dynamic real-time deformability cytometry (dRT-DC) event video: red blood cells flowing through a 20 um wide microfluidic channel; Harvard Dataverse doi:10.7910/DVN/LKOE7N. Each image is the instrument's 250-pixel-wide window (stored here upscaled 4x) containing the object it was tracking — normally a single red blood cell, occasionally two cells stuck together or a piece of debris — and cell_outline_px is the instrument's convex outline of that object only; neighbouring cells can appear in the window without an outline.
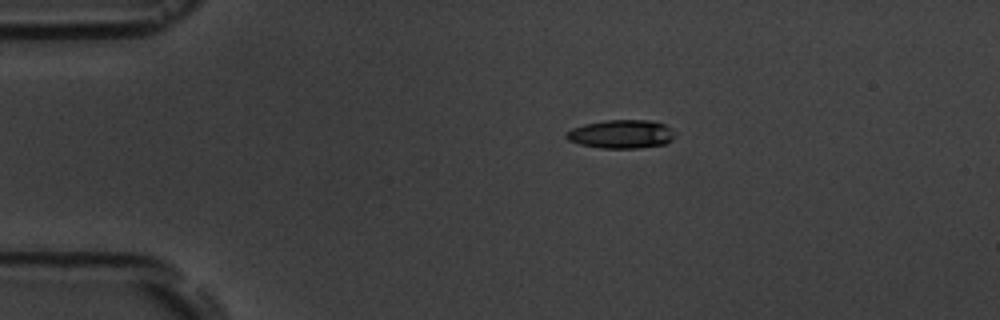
{"species": "common noctule bat (a hibernating species)", "species_latin": "Nyctalus noctula", "temperature_condition": "room temperature", "stored_images_in_passage": 8, "camera_frame_rate_fps": 3000, "um_per_image_px": 0.085, "animal": {"sex": "male", "body_mass_g": 19.5, "forearm_length_mm": 54.6}, "frame": {"image": 1, "passage_image": 1, "time_ms": 0.0, "image_size_px": [1000, 320], "cell_outline_px": [[672, 140], [664, 144], [636, 148], [600, 148], [580, 144], [568, 140], [564, 136], [564, 132], [572, 128], [584, 124], [604, 120], [648, 120], [664, 124], [672, 128]], "centroid_in_image_um": [52.75, 11.39], "position_along_channel_um": 32.3, "area_um2": 18.03}}
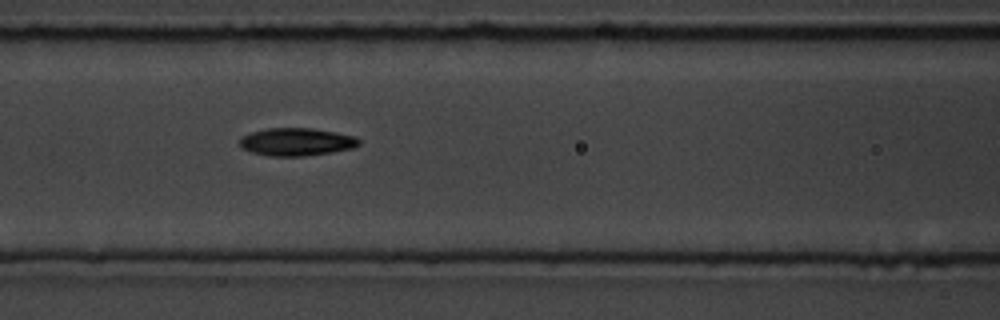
{"frame": {"image": 2, "passage_image": 5, "time_ms": 4.333, "image_size_px": [1000, 320], "cell_outline_px": [[360, 144], [352, 148], [332, 152], [304, 156], [268, 156], [252, 152], [244, 148], [240, 144], [240, 136], [252, 132], [268, 128], [312, 128], [336, 132], [356, 136], [360, 140]], "centroid_in_image_um": [25.22, 12.05], "position_along_channel_um": 141.4, "area_um2": 19.31}}
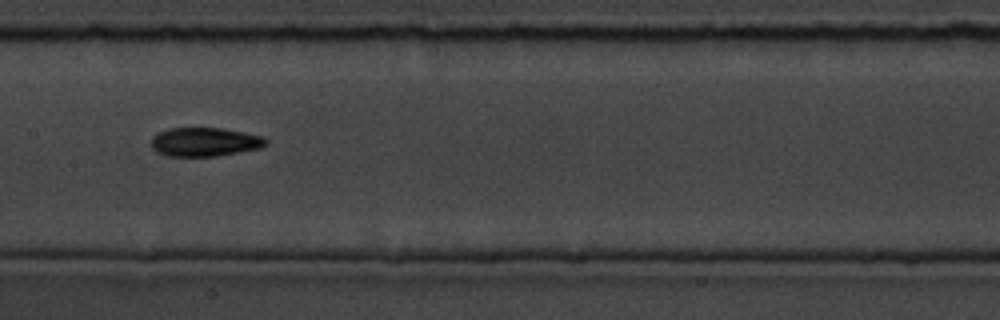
{"frame": {"image": 3, "passage_image": 6, "time_ms": 5.667, "image_size_px": [1000, 320], "cell_outline_px": [[268, 144], [260, 148], [216, 156], [168, 156], [156, 152], [152, 148], [152, 136], [168, 128], [220, 128], [244, 132], [264, 136], [268, 140]], "centroid_in_image_um": [17.42, 12.06], "position_along_channel_um": 190.0, "area_um2": 19.31}}